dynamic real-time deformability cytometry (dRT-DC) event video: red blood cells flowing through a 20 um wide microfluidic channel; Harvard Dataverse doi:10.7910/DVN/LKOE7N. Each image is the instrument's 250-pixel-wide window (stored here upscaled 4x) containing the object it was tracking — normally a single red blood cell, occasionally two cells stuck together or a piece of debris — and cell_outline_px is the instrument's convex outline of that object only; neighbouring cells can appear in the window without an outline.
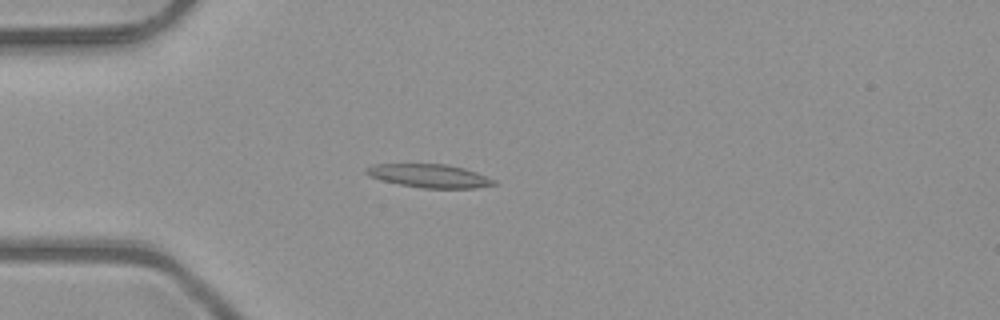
{"species": "common noctule bat (a hibernating species)", "species_latin": "Nyctalus noctula", "temperature_condition": "room temperature", "stored_images_in_passage": 40, "camera_frame_rate_fps": 3000, "um_per_image_px": 0.085, "animal": {"sex": "male", "body_mass_g": 23.1, "forearm_length_mm": 52.7}, "frame": {"image": 1, "passage_image": 3, "time_ms": 0.667, "image_size_px": [1000, 320], "cell_outline_px": [[496, 184], [476, 188], [424, 188], [400, 184], [368, 176], [364, 172], [364, 168], [372, 164], [444, 164], [464, 168], [476, 172], [496, 180]], "centroid_in_image_um": [36.48, 14.94], "position_along_channel_um": 48.5, "area_um2": 17.34}}
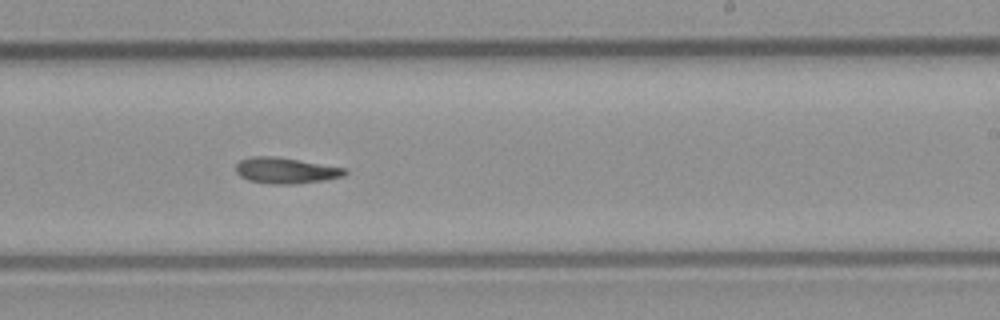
{"frame": {"image": 2, "passage_image": 20, "time_ms": 6.333, "image_size_px": [1000, 320], "cell_outline_px": [[348, 172], [344, 176], [324, 180], [296, 184], [272, 184], [248, 180], [240, 176], [236, 172], [236, 164], [240, 160], [252, 156], [276, 156], [348, 168]], "centroid_in_image_um": [24.31, 14.49], "position_along_channel_um": 264.7, "area_um2": 16.65}}
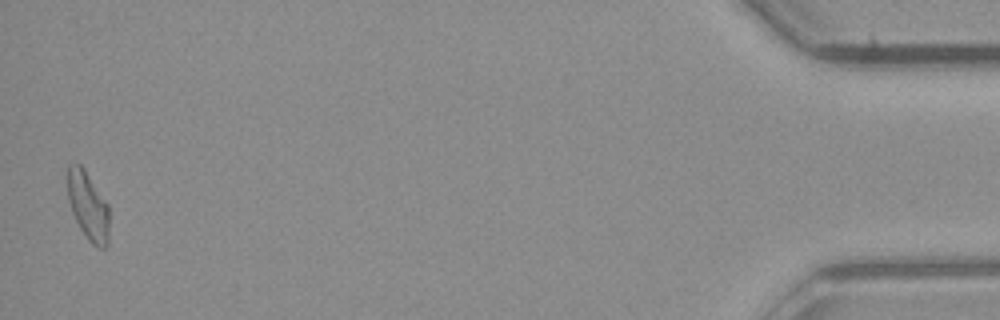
{"frame": {"image": 3, "passage_image": 39, "time_ms": 12.667, "image_size_px": [1000, 320], "cell_outline_px": [[108, 244], [104, 248], [100, 248], [92, 244], [88, 240], [80, 228], [72, 212], [68, 200], [68, 164], [80, 164], [84, 168], [108, 204]], "centroid_in_image_um": [7.48, 17.51], "position_along_channel_um": 427.7, "area_um2": 16.42}}